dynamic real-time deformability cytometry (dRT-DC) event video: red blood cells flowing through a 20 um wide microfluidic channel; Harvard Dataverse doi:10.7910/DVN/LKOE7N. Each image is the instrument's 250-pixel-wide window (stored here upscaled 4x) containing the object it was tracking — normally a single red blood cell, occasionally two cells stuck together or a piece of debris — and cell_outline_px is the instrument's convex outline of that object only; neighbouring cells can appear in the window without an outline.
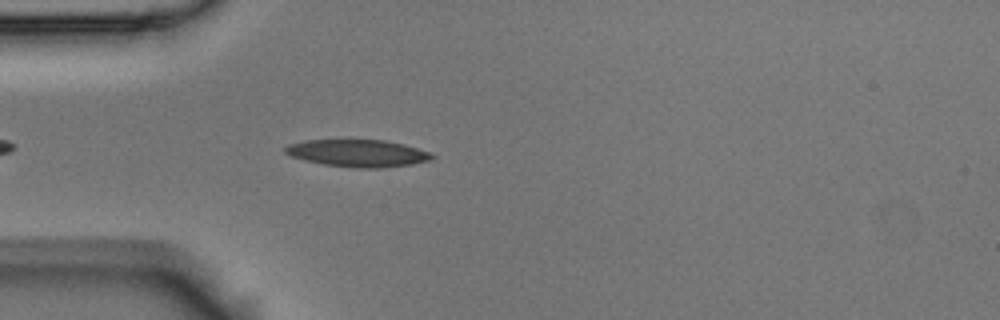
{"species": "Egyptian fruit bat (a non-hibernating species)", "species_latin": "Rousettus aegyptiacus", "temperature_condition": "room temperature", "stored_images_in_passage": 30, "camera_frame_rate_fps": 3000, "um_per_image_px": 0.085, "animal": {"sex": "male"}, "frame": {"image": 1, "passage_image": 5, "time_ms": 1.333, "image_size_px": [1000, 320], "cell_outline_px": [[436, 156], [428, 160], [412, 164], [384, 168], [356, 168], [324, 164], [304, 160], [292, 156], [284, 152], [284, 148], [288, 144], [308, 140], [384, 140], [404, 144], [432, 152]], "centroid_in_image_um": [30.44, 13.02], "position_along_channel_um": 54.6, "area_um2": 23.29}}
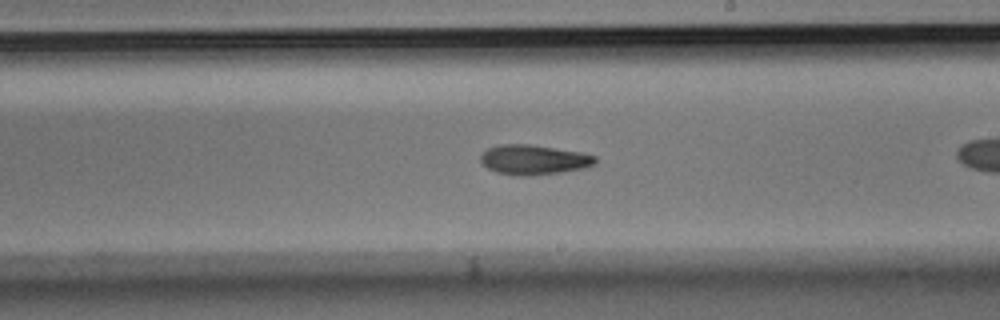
{"frame": {"image": 2, "passage_image": 18, "time_ms": 5.667, "image_size_px": [1000, 320], "cell_outline_px": [[596, 164], [584, 168], [560, 172], [532, 176], [520, 176], [496, 172], [488, 168], [480, 160], [480, 156], [488, 148], [496, 144], [528, 144], [580, 152], [596, 156]], "centroid_in_image_um": [45.36, 13.58], "position_along_channel_um": 243.6, "area_um2": 19.88}}
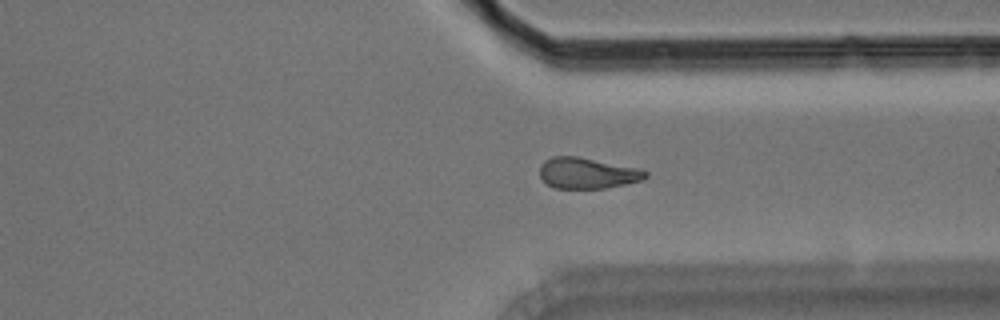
{"frame": {"image": 3, "passage_image": 28, "time_ms": 9.0, "image_size_px": [1000, 320], "cell_outline_px": [[648, 176], [644, 180], [604, 188], [552, 188], [540, 176], [540, 164], [544, 160], [552, 156], [576, 156], [640, 168], [648, 172]], "centroid_in_image_um": [49.93, 14.71], "position_along_channel_um": 361.5, "area_um2": 19.13}}